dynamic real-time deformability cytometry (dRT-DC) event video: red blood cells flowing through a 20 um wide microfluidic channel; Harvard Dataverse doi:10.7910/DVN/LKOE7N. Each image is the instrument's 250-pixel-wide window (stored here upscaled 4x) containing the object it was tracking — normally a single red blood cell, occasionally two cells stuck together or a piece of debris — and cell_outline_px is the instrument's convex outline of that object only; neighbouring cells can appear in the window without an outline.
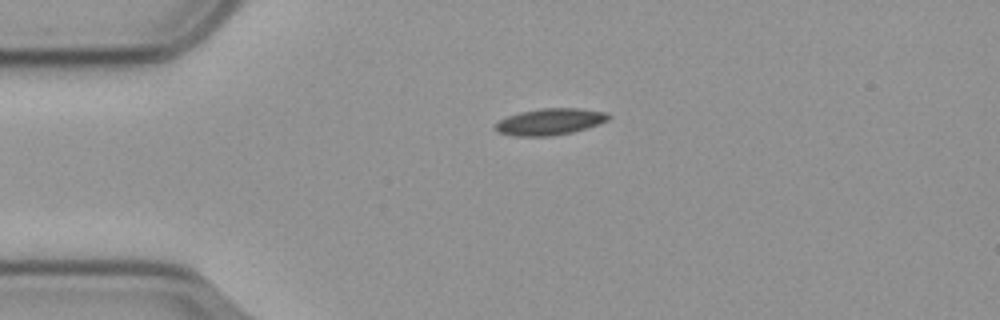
{"species": "common noctule bat (a hibernating species)", "species_latin": "Nyctalus noctula", "temperature_condition": "cold", "stored_images_in_passage": 39, "camera_frame_rate_fps": 3000, "um_per_image_px": 0.085, "animal": {"sex": "male", "body_mass_g": 23.1, "forearm_length_mm": 52.7}, "frame": {"image": 1, "passage_image": 1, "time_ms": 0.0, "image_size_px": [1000, 320], "cell_outline_px": [[612, 116], [608, 120], [572, 132], [552, 136], [512, 136], [500, 132], [496, 128], [496, 124], [500, 120], [508, 116], [520, 112], [544, 108], [576, 108], [608, 112]], "centroid_in_image_um": [46.77, 10.34], "position_along_channel_um": 38.2, "area_um2": 17.22}}
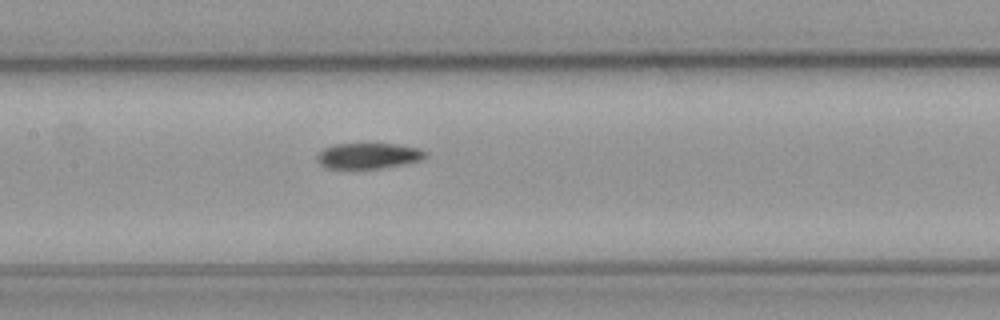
{"frame": {"image": 2, "passage_image": 15, "time_ms": 4.667, "image_size_px": [1000, 320], "cell_outline_px": [[428, 152], [420, 160], [380, 168], [328, 168], [320, 164], [316, 160], [316, 156], [324, 148], [332, 144], [396, 144], [420, 148]], "centroid_in_image_um": [31.28, 13.23], "position_along_channel_um": 176.1, "area_um2": 16.01}}
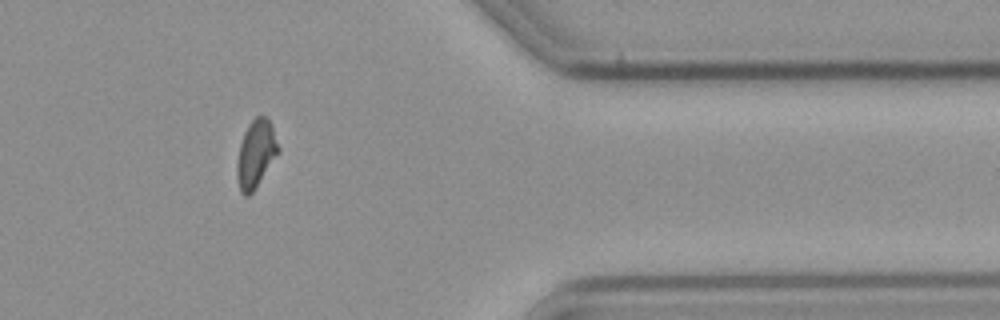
{"frame": {"image": 3, "passage_image": 35, "time_ms": 11.333, "image_size_px": [1000, 320], "cell_outline_px": [[280, 152], [252, 192], [248, 196], [244, 196], [240, 192], [236, 176], [236, 164], [240, 144], [244, 132], [248, 124], [256, 116], [268, 116], [280, 148]], "centroid_in_image_um": [21.74, 13.07], "position_along_channel_um": 389.7, "area_um2": 16.42}, "authors_computed_cell_mechanics": {"area_um2": 16.7042, "velocity_mm_per_s": 3.5542, "shape_relaxation_time_tau1_ms": 10.2858, "shape_relaxation_time_tau2_ms": 5.768, "deformation_change_tau1": 0.171, "deformation_change_tau2": 0.1019}}